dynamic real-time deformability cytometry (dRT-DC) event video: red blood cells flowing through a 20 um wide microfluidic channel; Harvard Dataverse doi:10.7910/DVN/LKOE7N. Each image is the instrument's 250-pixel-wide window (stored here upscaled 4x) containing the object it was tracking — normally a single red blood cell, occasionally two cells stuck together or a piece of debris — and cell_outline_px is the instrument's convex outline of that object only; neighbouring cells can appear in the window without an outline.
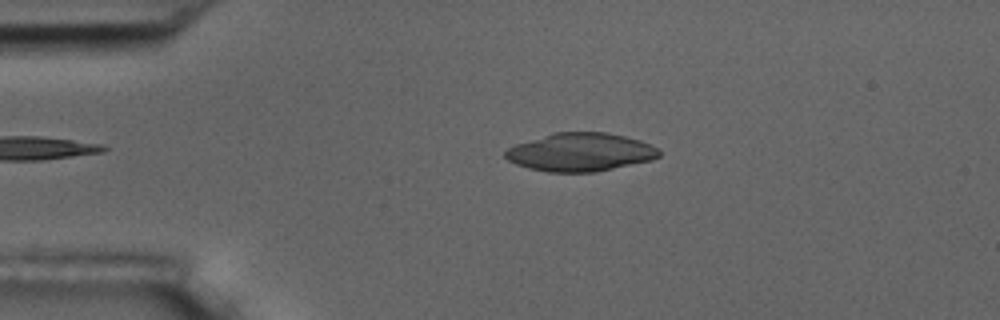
{"species": "common noctule bat (a hibernating species)", "species_latin": "Nyctalus noctula", "temperature_condition": "room temperature", "stored_images_in_passage": 3, "camera_frame_rate_fps": 3000, "um_per_image_px": 0.085, "animal": {"sex": "male", "body_mass_g": 17.5, "forearm_length_mm": 52.3}, "frame": {"image": 1, "passage_image": 3, "time_ms": 2.333, "image_size_px": [1000, 320], "cell_outline_px": [[660, 156], [652, 160], [596, 172], [548, 172], [528, 168], [516, 164], [508, 160], [504, 156], [504, 152], [508, 148], [516, 144], [552, 132], [608, 132], [640, 140], [660, 148]], "centroid_in_image_um": [49.34, 12.93], "position_along_channel_um": 35.7, "area_um2": 34.51}}